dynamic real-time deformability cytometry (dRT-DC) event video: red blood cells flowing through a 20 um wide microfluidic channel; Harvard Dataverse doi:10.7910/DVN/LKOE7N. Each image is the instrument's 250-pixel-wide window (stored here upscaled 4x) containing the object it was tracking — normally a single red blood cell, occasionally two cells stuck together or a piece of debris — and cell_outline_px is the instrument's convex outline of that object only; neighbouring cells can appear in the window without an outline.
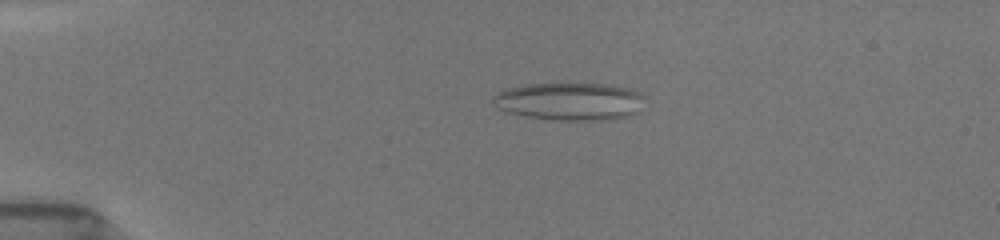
{"species": "common noctule bat (a hibernating species)", "species_latin": "Nyctalus noctula", "temperature_condition": "room temperature", "stored_images_in_passage": 55, "camera_frame_rate_fps": 3000, "um_per_image_px": 0.085, "animal": {"sex": "female", "body_mass_g": 19.5, "forearm_length_mm": 54.1}, "frame": {"image": 1, "passage_image": 13, "time_ms": 4.0, "image_size_px": [1000, 240], "cell_outline_px": [[644, 96], [636, 112], [624, 116], [592, 120], [548, 120], [524, 116], [508, 112], [500, 108], [492, 100], [492, 96], [496, 92], [508, 88], [524, 84], [604, 84], [632, 88], [640, 92]], "centroid_in_image_um": [48.37, 8.6], "position_along_channel_um": 36.6, "area_um2": 33.0}}
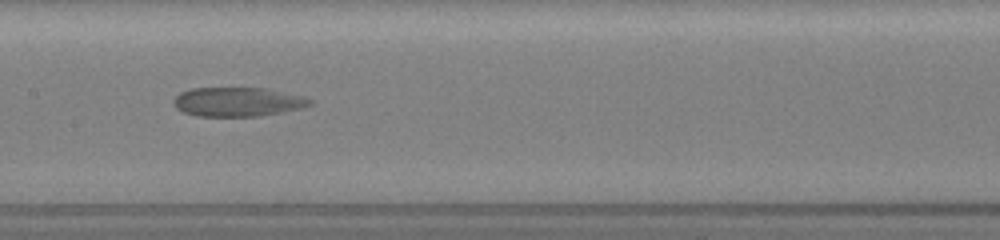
{"frame": {"image": 2, "passage_image": 29, "time_ms": 9.333, "image_size_px": [1000, 240], "cell_outline_px": [[316, 104], [284, 112], [260, 116], [196, 116], [184, 112], [176, 108], [172, 100], [180, 92], [192, 88], [268, 88], [304, 96], [312, 100]], "centroid_in_image_um": [20.24, 8.65], "position_along_channel_um": 187.2, "area_um2": 23.41}}
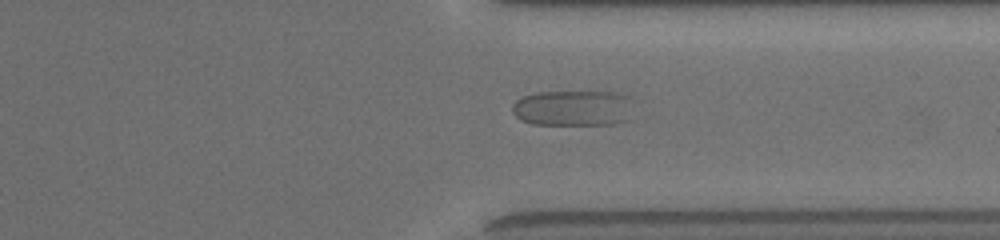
{"frame": {"image": 3, "passage_image": 43, "time_ms": 14.0, "image_size_px": [1000, 240], "cell_outline_px": [[632, 120], [616, 124], [532, 124], [520, 120], [512, 112], [512, 104], [516, 100], [524, 96], [536, 92], [612, 92], [624, 96]], "centroid_in_image_um": [48.63, 9.21], "position_along_channel_um": 362.8, "area_um2": 24.97}}